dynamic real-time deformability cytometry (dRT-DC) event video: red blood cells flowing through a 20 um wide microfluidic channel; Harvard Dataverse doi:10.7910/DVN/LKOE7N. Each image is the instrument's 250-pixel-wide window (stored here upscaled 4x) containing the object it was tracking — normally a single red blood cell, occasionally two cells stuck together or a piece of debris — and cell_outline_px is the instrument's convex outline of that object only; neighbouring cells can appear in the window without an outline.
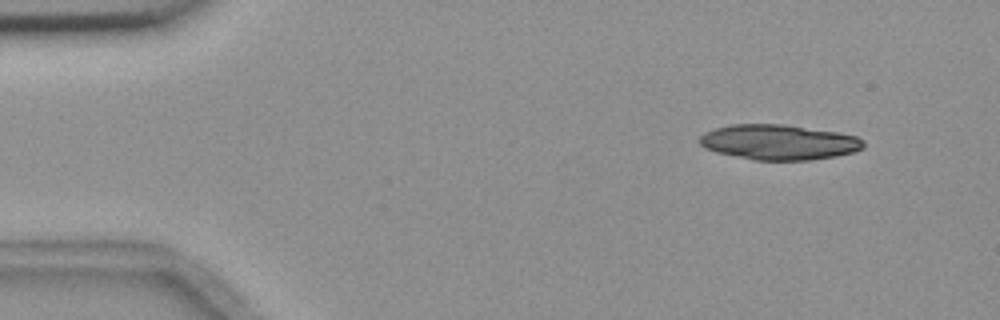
{"species": "common noctule bat (a hibernating species)", "species_latin": "Nyctalus noctula", "temperature_condition": "room temperature", "stored_images_in_passage": 6, "camera_frame_rate_fps": 3000, "um_per_image_px": 0.085, "animal": {"sex": "female", "body_mass_g": 18.4}, "frame": {"image": 1, "passage_image": 2, "time_ms": 1.0, "image_size_px": [1000, 320], "cell_outline_px": [[864, 148], [852, 152], [836, 156], [808, 160], [756, 160], [716, 152], [704, 148], [700, 144], [700, 136], [704, 132], [716, 128], [732, 124], [784, 124], [836, 132], [856, 136], [864, 140]], "centroid_in_image_um": [66.19, 12.08], "position_along_channel_um": 18.8, "area_um2": 33.47}}